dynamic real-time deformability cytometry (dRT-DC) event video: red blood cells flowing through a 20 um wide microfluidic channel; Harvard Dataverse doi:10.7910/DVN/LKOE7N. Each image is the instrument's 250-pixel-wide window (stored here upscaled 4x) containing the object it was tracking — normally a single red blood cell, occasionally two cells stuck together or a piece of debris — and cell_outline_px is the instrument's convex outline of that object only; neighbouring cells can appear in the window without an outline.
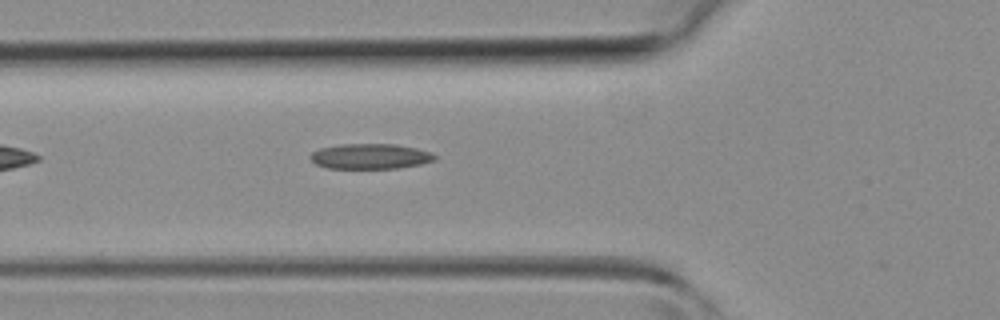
{"species": "common noctule bat (a hibernating species)", "species_latin": "Nyctalus noctula", "temperature_condition": "room temperature", "stored_images_in_passage": 29, "camera_frame_rate_fps": 3000, "um_per_image_px": 0.085, "animal": {"sex": "female", "body_mass_g": 19.3, "forearm_length_mm": 54.1}, "frame": {"image": 1, "passage_image": 3, "time_ms": 0.667, "image_size_px": [1000, 320], "cell_outline_px": [[436, 160], [420, 164], [396, 168], [328, 168], [316, 164], [308, 156], [312, 152], [320, 148], [340, 144], [396, 144], [416, 148], [432, 152], [436, 156]], "centroid_in_image_um": [31.48, 13.28], "position_along_channel_um": 94.3, "area_um2": 18.32}}
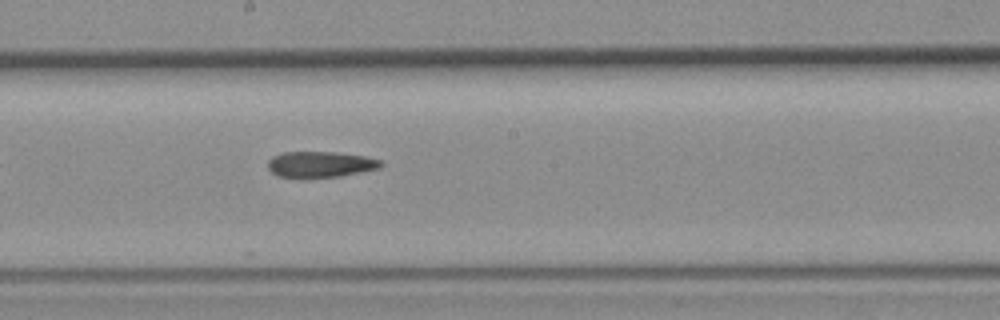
{"frame": {"image": 2, "passage_image": 11, "time_ms": 3.333, "image_size_px": [1000, 320], "cell_outline_px": [[384, 164], [380, 168], [340, 176], [280, 176], [272, 172], [268, 168], [268, 160], [272, 156], [284, 152], [336, 152], [364, 156], [380, 160]], "centroid_in_image_um": [27.25, 13.94], "position_along_channel_um": 220.9, "area_um2": 16.65}}
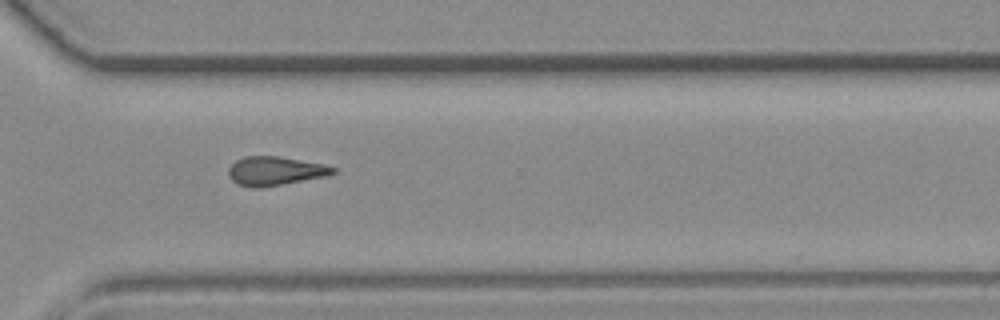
{"frame": {"image": 3, "passage_image": 19, "time_ms": 6.0, "image_size_px": [1000, 320], "cell_outline_px": [[336, 172], [328, 176], [260, 188], [252, 188], [236, 184], [228, 176], [228, 168], [236, 160], [244, 156], [280, 156], [324, 164], [336, 168]], "centroid_in_image_um": [23.37, 14.53], "position_along_channel_um": 347.2, "area_um2": 17.8}}